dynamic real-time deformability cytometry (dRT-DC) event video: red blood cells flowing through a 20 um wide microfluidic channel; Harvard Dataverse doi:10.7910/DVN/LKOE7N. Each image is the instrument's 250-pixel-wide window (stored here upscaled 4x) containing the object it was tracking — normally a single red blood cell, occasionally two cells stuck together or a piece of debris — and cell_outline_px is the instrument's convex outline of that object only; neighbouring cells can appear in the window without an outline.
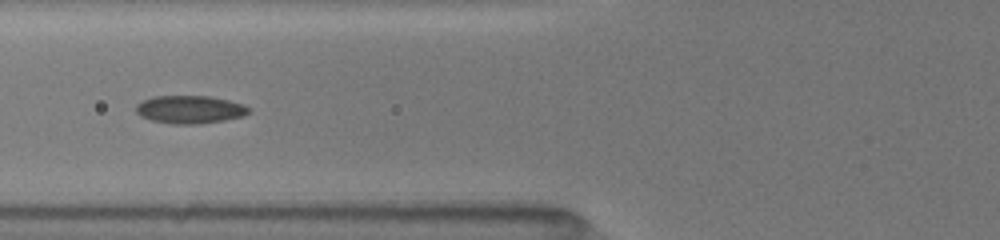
{"species": "common noctule bat (a hibernating species)", "species_latin": "Nyctalus noctula", "temperature_condition": "room temperature", "stored_images_in_passage": 13, "camera_frame_rate_fps": 3000, "um_per_image_px": 0.085, "animal": {"sex": "female", "body_mass_g": 19.5, "forearm_length_mm": 54.1}, "frame": {"image": 1, "passage_image": 7, "time_ms": 6.333, "image_size_px": [1000, 240], "cell_outline_px": [[252, 108], [244, 116], [224, 120], [200, 124], [172, 124], [152, 120], [140, 116], [136, 112], [136, 104], [152, 96], [212, 96], [244, 104]], "centroid_in_image_um": [16.16, 9.3], "position_along_channel_um": 109.6, "area_um2": 18.5}}
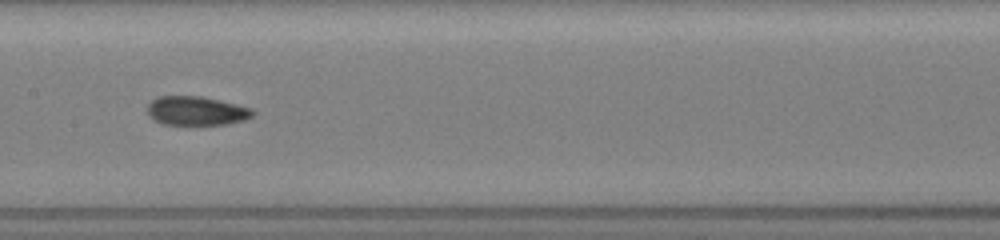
{"frame": {"image": 2, "passage_image": 9, "time_ms": 8.333, "image_size_px": [1000, 240], "cell_outline_px": [[256, 112], [252, 116], [244, 120], [228, 124], [160, 124], [148, 116], [148, 104], [152, 100], [160, 96], [200, 96], [236, 104], [252, 108]], "centroid_in_image_um": [16.69, 9.42], "position_along_channel_um": 190.7, "area_um2": 17.74}}
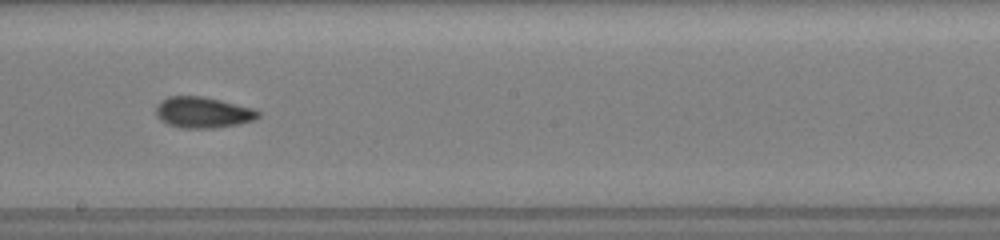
{"frame": {"image": 3, "passage_image": 11, "time_ms": 9.333, "image_size_px": [1000, 240], "cell_outline_px": [[260, 116], [252, 120], [240, 124], [212, 128], [180, 128], [168, 124], [160, 120], [156, 116], [156, 104], [160, 100], [168, 96], [200, 96], [220, 100], [256, 108], [260, 112]], "centroid_in_image_um": [17.24, 9.55], "position_along_channel_um": 231.0, "area_um2": 18.67}}